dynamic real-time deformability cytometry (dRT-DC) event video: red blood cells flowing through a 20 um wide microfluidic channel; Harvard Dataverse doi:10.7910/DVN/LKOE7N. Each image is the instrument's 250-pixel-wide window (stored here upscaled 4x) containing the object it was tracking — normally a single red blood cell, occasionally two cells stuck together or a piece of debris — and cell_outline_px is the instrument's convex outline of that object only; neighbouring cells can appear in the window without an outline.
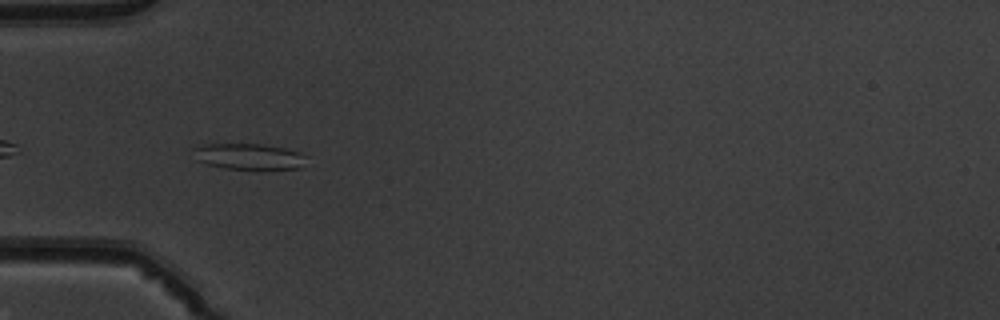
{"species": "common noctule bat (a hibernating species)", "species_latin": "Nyctalus noctula", "temperature_condition": "warm", "stored_images_in_passage": 37, "camera_frame_rate_fps": 3000, "um_per_image_px": 0.085, "animal": {"sex": "male", "body_mass_g": 19.5, "forearm_length_mm": 54.6}, "frame": {"image": 1, "passage_image": 2, "time_ms": 0.333, "image_size_px": [1000, 320], "cell_outline_px": [[308, 156], [300, 168], [224, 168], [208, 164], [196, 160], [192, 148], [208, 144], [260, 144], [284, 148], [300, 152]], "centroid_in_image_um": [21.15, 13.28], "position_along_channel_um": 63.9, "area_um2": 16.76}}
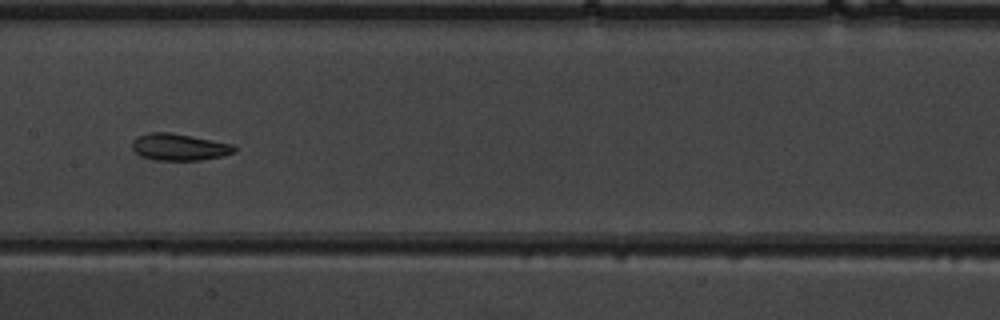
{"frame": {"image": 2, "passage_image": 12, "time_ms": 3.667, "image_size_px": [1000, 320], "cell_outline_px": [[236, 152], [220, 156], [200, 160], [152, 160], [140, 156], [132, 148], [132, 140], [136, 136], [148, 132], [172, 132], [232, 144], [236, 148]], "centroid_in_image_um": [15.18, 12.49], "position_along_channel_um": 192.2, "area_um2": 16.07}}
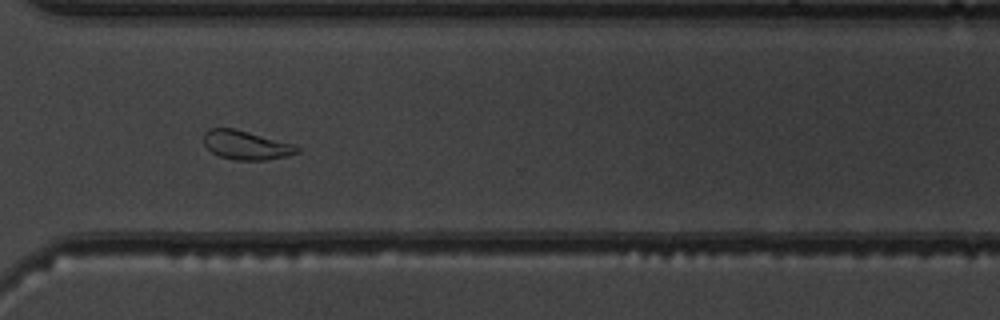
{"frame": {"image": 3, "passage_image": 24, "time_ms": 7.667, "image_size_px": [1000, 320], "cell_outline_px": [[300, 152], [288, 156], [264, 160], [236, 160], [220, 156], [212, 152], [204, 144], [204, 132], [208, 128], [236, 128], [292, 144], [300, 148]], "centroid_in_image_um": [20.91, 12.33], "position_along_channel_um": 349.7, "area_um2": 15.72}, "authors_computed_cell_mechanics": {"area_um2": 15.9528, "velocity_mm_per_s": 3.9431, "shape_relaxation_time_tau1_ms": null, "shape_relaxation_time_tau2_ms": 3.5307, "deformation_change_tau1": null, "deformation_change_tau2": 0.0939}}